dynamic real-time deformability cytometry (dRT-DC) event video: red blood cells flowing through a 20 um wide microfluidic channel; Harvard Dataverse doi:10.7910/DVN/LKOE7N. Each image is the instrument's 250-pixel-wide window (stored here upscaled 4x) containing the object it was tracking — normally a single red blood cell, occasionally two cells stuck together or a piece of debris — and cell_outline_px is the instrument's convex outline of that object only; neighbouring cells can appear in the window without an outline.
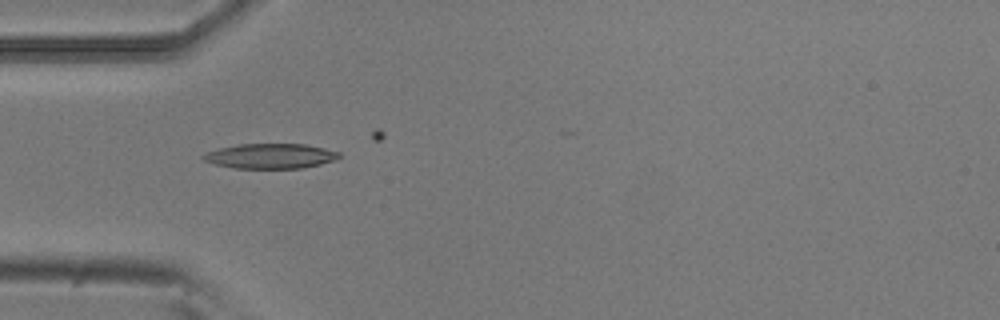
{"species": "common noctule bat (a hibernating species)", "species_latin": "Nyctalus noctula", "temperature_condition": "room temperature", "stored_images_in_passage": 22, "camera_frame_rate_fps": 3000, "um_per_image_px": 0.085, "animal": {"sex": "male", "body_mass_g": 20.5, "forearm_length_mm": 52.5}, "frame": {"image": 1, "passage_image": 18, "time_ms": 5.667, "image_size_px": [1000, 320], "cell_outline_px": [[340, 156], [336, 160], [304, 168], [232, 168], [216, 164], [204, 160], [200, 156], [208, 152], [220, 148], [240, 144], [304, 144], [324, 148], [340, 152]], "centroid_in_image_um": [23.01, 13.27], "position_along_channel_um": 62.0, "area_um2": 19.65}}
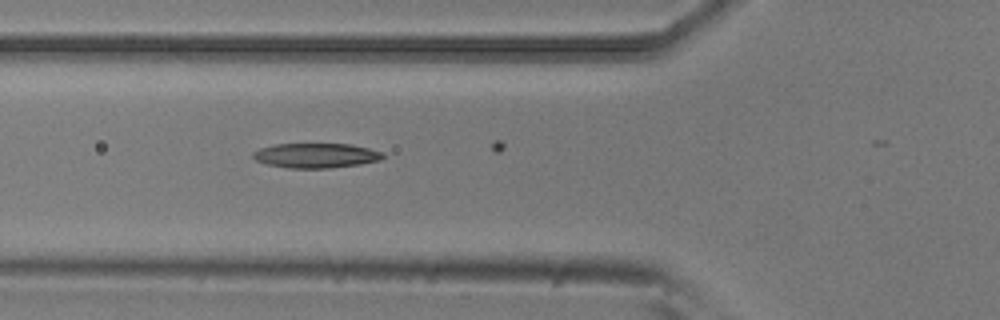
{"frame": {"image": 2, "passage_image": 21, "time_ms": 6.667, "image_size_px": [1000, 320], "cell_outline_px": [[384, 156], [380, 160], [360, 164], [328, 168], [288, 168], [268, 164], [256, 160], [252, 156], [252, 152], [260, 148], [272, 144], [352, 144], [384, 152]], "centroid_in_image_um": [26.85, 13.21], "position_along_channel_um": 98.9, "area_um2": 18.73}}